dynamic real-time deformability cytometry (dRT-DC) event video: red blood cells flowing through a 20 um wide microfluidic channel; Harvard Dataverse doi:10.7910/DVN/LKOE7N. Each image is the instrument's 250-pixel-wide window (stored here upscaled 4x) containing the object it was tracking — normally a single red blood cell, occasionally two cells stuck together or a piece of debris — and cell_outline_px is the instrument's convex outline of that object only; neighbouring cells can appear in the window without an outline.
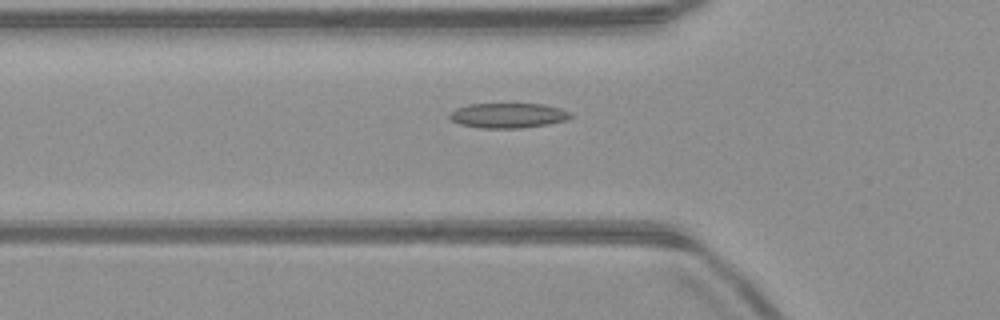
{"species": "common noctule bat (a hibernating species)", "species_latin": "Nyctalus noctula", "temperature_condition": "warm", "stored_images_in_passage": 51, "camera_frame_rate_fps": 3000, "um_per_image_px": 0.085, "animal": {"sex": "male", "body_mass_g": 23.1, "forearm_length_mm": 52.7}, "frame": {"image": 1, "passage_image": 17, "time_ms": 5.333, "image_size_px": [1000, 320], "cell_outline_px": [[576, 116], [568, 120], [548, 124], [520, 128], [480, 128], [460, 124], [452, 120], [448, 116], [456, 108], [468, 104], [544, 104], [560, 108], [572, 112]], "centroid_in_image_um": [43.26, 9.81], "position_along_channel_um": 82.5, "area_um2": 17.74}}
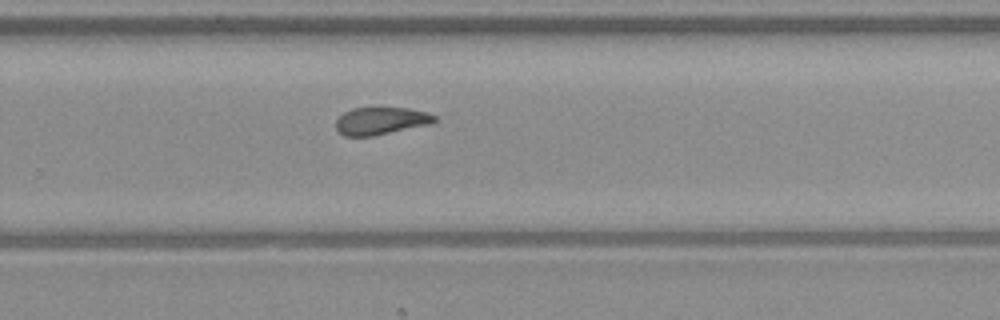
{"frame": {"image": 2, "passage_image": 33, "time_ms": 10.667, "image_size_px": [1000, 320], "cell_outline_px": [[436, 120], [432, 124], [372, 136], [344, 136], [336, 128], [336, 120], [344, 112], [352, 108], [408, 108], [424, 112], [436, 116]], "centroid_in_image_um": [32.37, 10.28], "position_along_channel_um": 297.4, "area_um2": 15.66}}
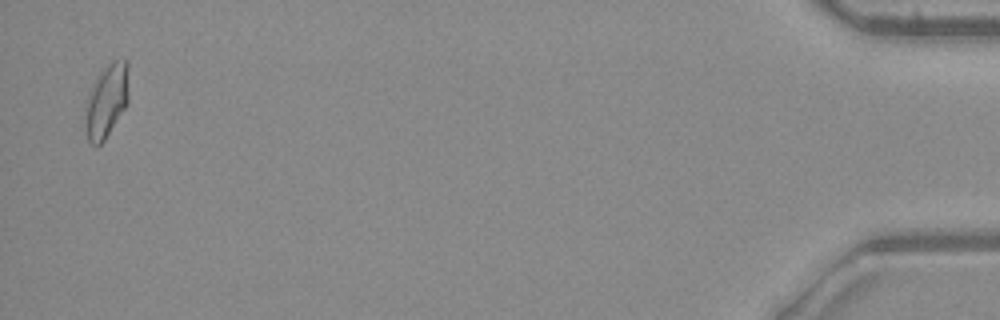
{"frame": {"image": 3, "passage_image": 50, "time_ms": 16.333, "image_size_px": [1000, 320], "cell_outline_px": [[128, 104], [104, 140], [100, 144], [92, 144], [88, 140], [84, 128], [84, 124], [88, 96], [96, 80], [104, 68], [112, 60], [128, 60]], "centroid_in_image_um": [9.07, 8.58], "position_along_channel_um": 426.1, "area_um2": 18.38}, "authors_computed_cell_mechanics": {"area_um2": 16.9932, "velocity_mm_per_s": 4.0207, "shape_relaxation_time_tau1_ms": 10.2105, "shape_relaxation_time_tau2_ms": 3.2538, "deformation_change_tau1": 0.2151, "deformation_change_tau2": 0.0867}}